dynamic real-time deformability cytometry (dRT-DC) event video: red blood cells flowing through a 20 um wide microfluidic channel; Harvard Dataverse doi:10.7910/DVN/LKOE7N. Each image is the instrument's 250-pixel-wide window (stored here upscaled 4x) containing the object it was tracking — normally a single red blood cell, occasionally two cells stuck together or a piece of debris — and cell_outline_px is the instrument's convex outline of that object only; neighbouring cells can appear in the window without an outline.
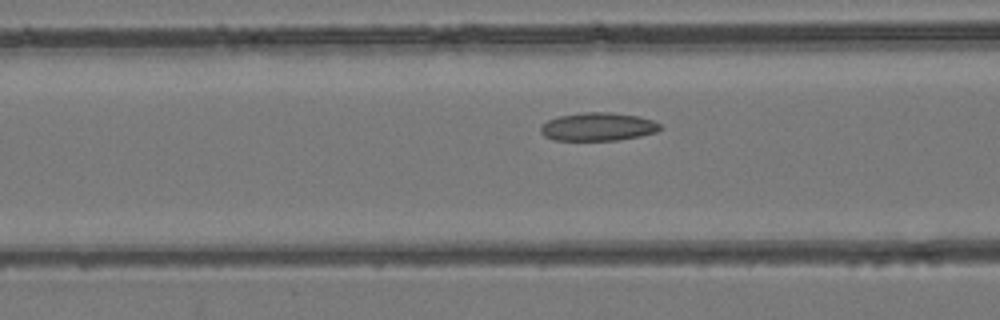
{"species": "common noctule bat (a hibernating species)", "species_latin": "Nyctalus noctula", "temperature_condition": "room temperature", "stored_images_in_passage": 27, "camera_frame_rate_fps": 3000, "um_per_image_px": 0.085, "animal": {"sex": "female", "body_mass_g": 24.6, "forearm_length_mm": 56.2}, "frame": {"image": 1, "passage_image": 13, "time_ms": 4.0, "image_size_px": [1000, 320], "cell_outline_px": [[664, 128], [656, 132], [640, 136], [616, 140], [552, 140], [544, 136], [540, 132], [540, 124], [548, 120], [560, 116], [584, 112], [612, 112], [640, 116], [652, 120], [660, 124]], "centroid_in_image_um": [50.83, 10.77], "position_along_channel_um": 115.8, "area_um2": 19.83}}
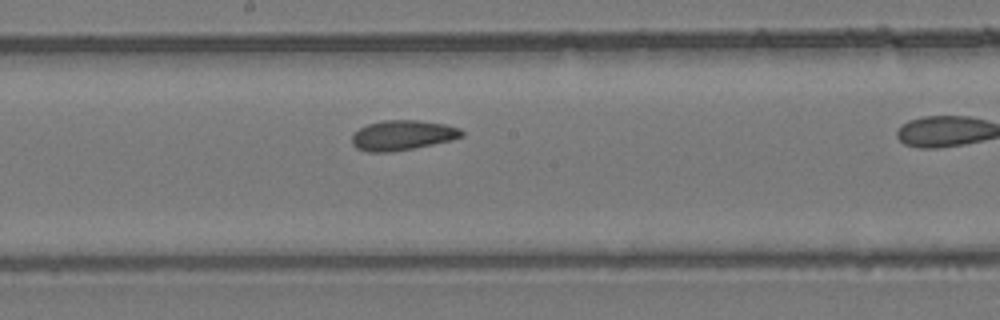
{"frame": {"image": 2, "passage_image": 20, "time_ms": 6.333, "image_size_px": [1000, 320], "cell_outline_px": [[464, 136], [452, 140], [412, 148], [388, 152], [368, 152], [356, 148], [352, 144], [352, 136], [360, 128], [368, 124], [384, 120], [420, 120], [444, 124], [460, 128], [464, 132]], "centroid_in_image_um": [34.23, 11.49], "position_along_channel_um": 214.0, "area_um2": 19.07}}
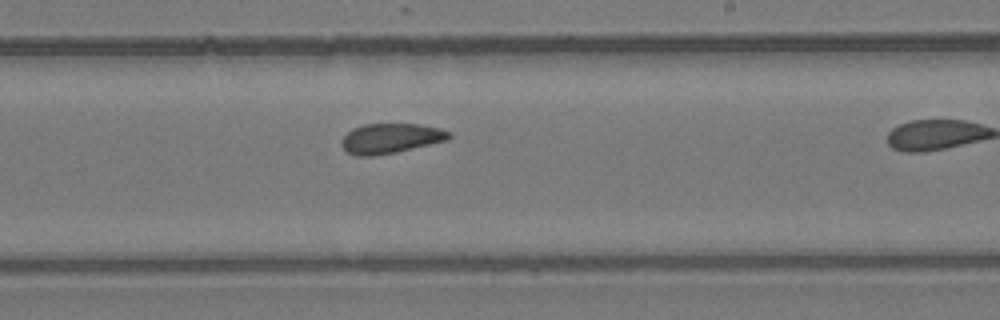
{"frame": {"image": 3, "passage_image": 23, "time_ms": 7.333, "image_size_px": [1000, 320], "cell_outline_px": [[452, 136], [448, 140], [396, 152], [376, 156], [356, 156], [348, 152], [340, 144], [340, 140], [352, 128], [364, 124], [420, 124], [440, 128], [448, 132]], "centroid_in_image_um": [33.18, 11.76], "position_along_channel_um": 255.8, "area_um2": 18.79}}